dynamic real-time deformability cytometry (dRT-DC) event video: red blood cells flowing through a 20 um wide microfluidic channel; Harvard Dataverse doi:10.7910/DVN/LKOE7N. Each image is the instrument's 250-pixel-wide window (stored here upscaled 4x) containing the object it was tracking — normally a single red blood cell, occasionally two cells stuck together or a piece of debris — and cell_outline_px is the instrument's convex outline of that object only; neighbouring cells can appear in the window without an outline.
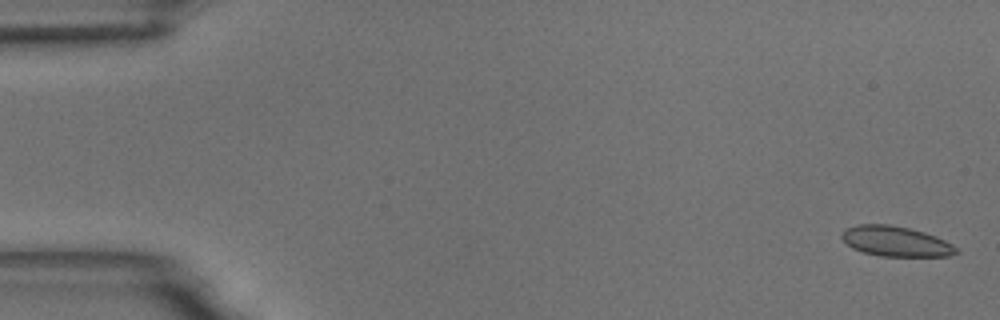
{"species": "common noctule bat (a hibernating species)", "species_latin": "Nyctalus noctula", "temperature_condition": "room temperature", "stored_images_in_passage": 31, "camera_frame_rate_fps": 3000, "um_per_image_px": 0.085, "animal": {"sex": "male", "body_mass_g": 18.8}, "frame": {"image": 1, "passage_image": 2, "time_ms": 0.333, "image_size_px": [1000, 320], "cell_outline_px": [[960, 252], [948, 256], [880, 256], [864, 252], [852, 248], [840, 236], [840, 232], [844, 228], [856, 224], [888, 224], [908, 228], [924, 232], [936, 236], [952, 244]], "centroid_in_image_um": [76.1, 20.5], "position_along_channel_um": 8.9, "area_um2": 20.17}}
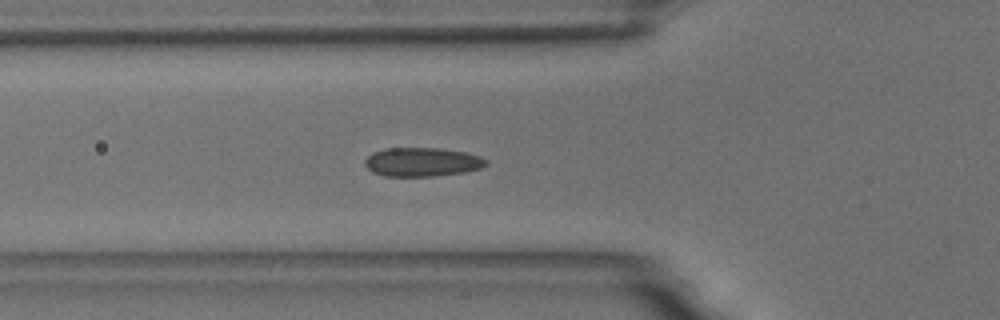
{"frame": {"image": 2, "passage_image": 20, "time_ms": 6.333, "image_size_px": [1000, 320], "cell_outline_px": [[488, 164], [480, 168], [468, 172], [436, 176], [384, 176], [372, 172], [364, 164], [364, 160], [372, 152], [384, 148], [440, 148], [464, 152], [480, 156], [488, 160]], "centroid_in_image_um": [35.89, 13.77], "position_along_channel_um": 89.9, "area_um2": 20.63}}
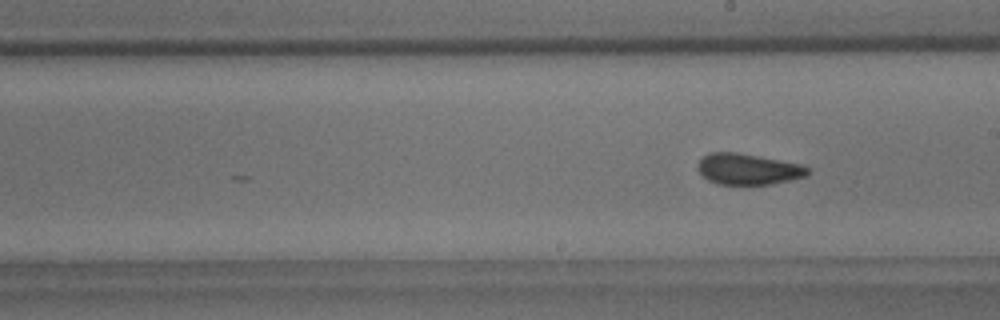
{"frame": {"image": 3, "passage_image": 31, "time_ms": 10.0, "image_size_px": [1000, 320], "cell_outline_px": [[808, 176], [772, 184], [716, 184], [708, 180], [696, 168], [696, 164], [708, 152], [736, 152], [780, 160], [800, 164], [808, 168]], "centroid_in_image_um": [63.56, 14.37], "position_along_channel_um": 225.4, "area_um2": 19.83}}